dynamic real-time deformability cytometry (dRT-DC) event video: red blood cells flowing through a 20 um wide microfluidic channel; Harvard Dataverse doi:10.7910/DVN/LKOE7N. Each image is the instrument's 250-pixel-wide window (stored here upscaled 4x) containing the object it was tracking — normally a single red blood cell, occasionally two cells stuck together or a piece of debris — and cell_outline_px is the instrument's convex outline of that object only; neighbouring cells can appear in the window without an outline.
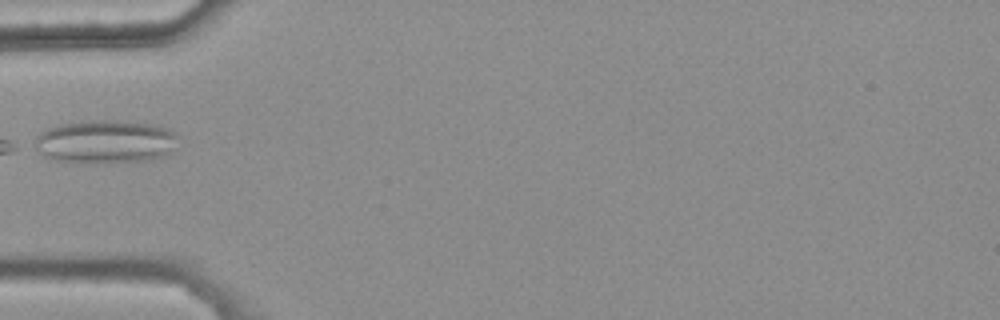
{"species": "common noctule bat (a hibernating species)", "species_latin": "Nyctalus noctula", "temperature_condition": "warm", "stored_images_in_passage": 26, "camera_frame_rate_fps": 3000, "um_per_image_px": 0.085, "animal": {"sex": "female", "body_mass_g": 25.1}, "frame": {"image": 1, "passage_image": 1, "time_ms": 0.0, "image_size_px": [1000, 320], "cell_outline_px": [[176, 136], [168, 152], [164, 156], [148, 160], [92, 164], [72, 164], [52, 160], [44, 156], [32, 148], [36, 136], [40, 132], [48, 128], [60, 124], [92, 120], [116, 120], [152, 124], [168, 128]], "centroid_in_image_um": [8.82, 12.07], "position_along_channel_um": 76.2, "area_um2": 36.65}}